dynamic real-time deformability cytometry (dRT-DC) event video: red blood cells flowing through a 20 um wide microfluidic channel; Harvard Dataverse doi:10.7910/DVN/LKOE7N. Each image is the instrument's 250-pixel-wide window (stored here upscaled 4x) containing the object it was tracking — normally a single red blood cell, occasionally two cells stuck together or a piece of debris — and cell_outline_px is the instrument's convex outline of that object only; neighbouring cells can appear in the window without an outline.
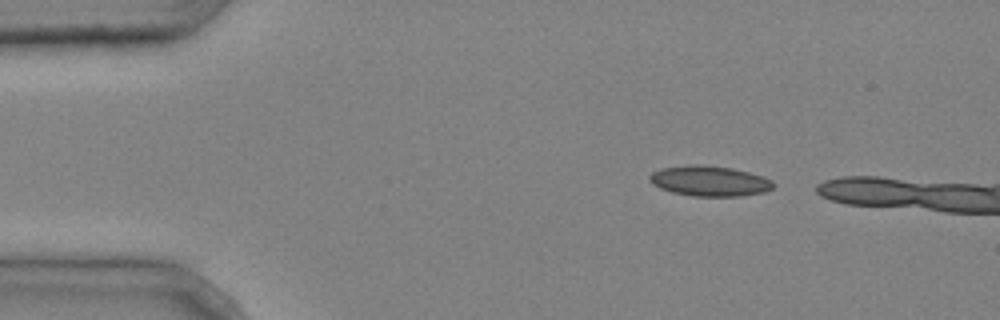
{"species": "common noctule bat (a hibernating species)", "species_latin": "Nyctalus noctula", "temperature_condition": "cold", "stored_images_in_passage": 4, "camera_frame_rate_fps": 3000, "um_per_image_px": 0.085, "animal": {"sex": "male", "body_mass_g": 20.4}, "frame": {"image": 1, "passage_image": 1, "time_ms": 0.0, "image_size_px": [1000, 320], "cell_outline_px": [[776, 184], [772, 188], [764, 192], [740, 196], [692, 196], [672, 192], [660, 188], [652, 184], [648, 180], [648, 176], [652, 172], [660, 168], [688, 164], [700, 164], [732, 168], [748, 172], [772, 180]], "centroid_in_image_um": [60.27, 15.38], "position_along_channel_um": 24.7, "area_um2": 22.02}}